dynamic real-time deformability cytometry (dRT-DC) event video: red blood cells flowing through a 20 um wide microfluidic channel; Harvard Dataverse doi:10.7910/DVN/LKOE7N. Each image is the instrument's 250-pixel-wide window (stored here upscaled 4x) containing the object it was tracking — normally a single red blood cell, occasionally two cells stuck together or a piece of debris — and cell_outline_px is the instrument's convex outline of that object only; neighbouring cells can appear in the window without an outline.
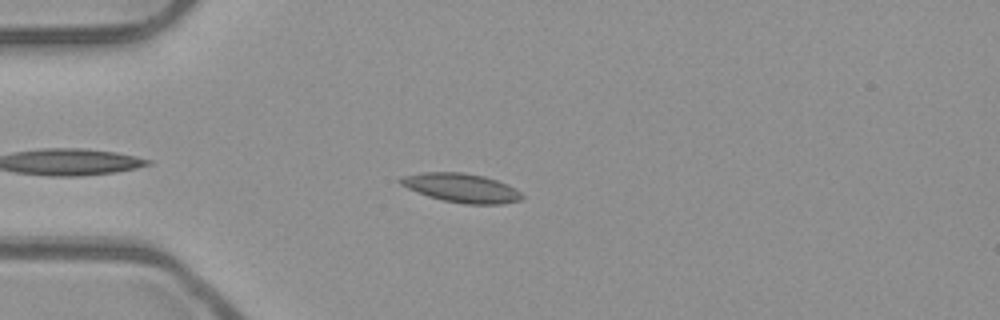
{"species": "common noctule bat (a hibernating species)", "species_latin": "Nyctalus noctula", "temperature_condition": "room temperature", "stored_images_in_passage": 35, "camera_frame_rate_fps": 3000, "um_per_image_px": 0.085, "animal": {"sex": "male", "body_mass_g": 23.1, "forearm_length_mm": 52.7}, "frame": {"image": 1, "passage_image": 5, "time_ms": 1.333, "image_size_px": [1000, 320], "cell_outline_px": [[524, 196], [520, 200], [504, 204], [464, 204], [444, 200], [428, 196], [408, 188], [400, 184], [396, 180], [404, 176], [424, 172], [460, 172], [484, 176], [496, 180], [516, 188]], "centroid_in_image_um": [39.23, 15.97], "position_along_channel_um": 45.8, "area_um2": 20.4}}
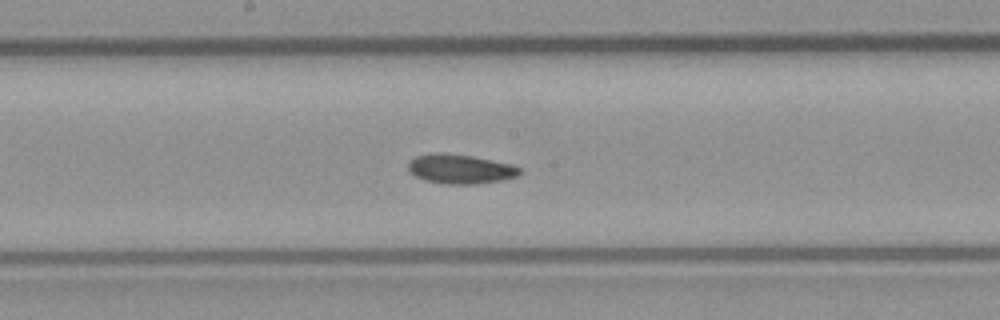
{"frame": {"image": 2, "passage_image": 19, "time_ms": 6.0, "image_size_px": [1000, 320], "cell_outline_px": [[520, 172], [516, 176], [504, 180], [476, 184], [444, 184], [424, 180], [416, 176], [408, 168], [408, 164], [416, 156], [436, 152], [440, 152], [472, 156], [512, 164], [520, 168]], "centroid_in_image_um": [39.14, 14.37], "position_along_channel_um": 209.1, "area_um2": 19.02}}
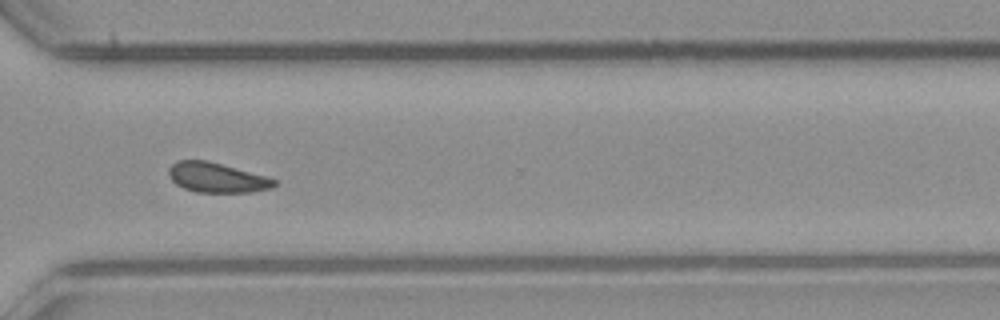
{"frame": {"image": 3, "passage_image": 30, "time_ms": 9.667, "image_size_px": [1000, 320], "cell_outline_px": [[276, 184], [272, 188], [252, 192], [196, 192], [184, 188], [176, 184], [168, 176], [168, 168], [176, 160], [208, 160], [268, 176], [276, 180]], "centroid_in_image_um": [18.43, 15.08], "position_along_channel_um": 352.2, "area_um2": 18.55}, "authors_computed_cell_mechanics": {"area_um2": 19.0162, "velocity_mm_per_s": 3.911, "shape_relaxation_time_tau1_ms": null, "shape_relaxation_time_tau2_ms": 3.7561, "deformation_change_tau1": null, "deformation_change_tau2": 0.0977}}